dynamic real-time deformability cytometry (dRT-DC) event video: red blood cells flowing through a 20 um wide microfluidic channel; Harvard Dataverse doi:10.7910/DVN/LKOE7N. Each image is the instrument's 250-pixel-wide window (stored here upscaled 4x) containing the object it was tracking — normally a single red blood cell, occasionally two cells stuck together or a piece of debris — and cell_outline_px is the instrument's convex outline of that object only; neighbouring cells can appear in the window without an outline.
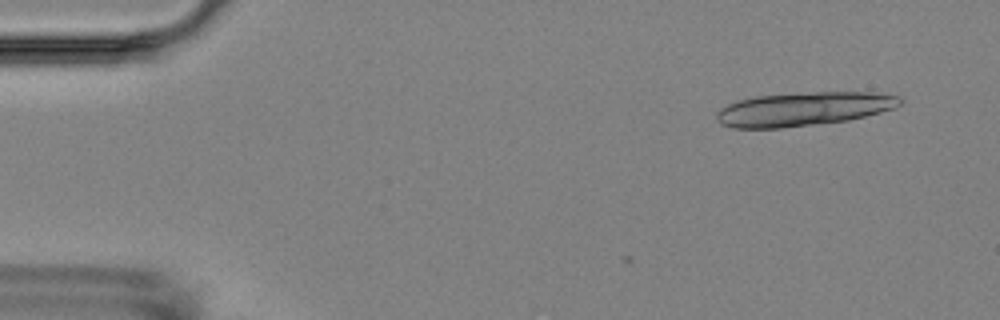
{"species": "Egyptian fruit bat (a non-hibernating species)", "species_latin": "Rousettus aegyptiacus", "temperature_condition": "room temperature", "stored_images_in_passage": 6, "camera_frame_rate_fps": 3000, "um_per_image_px": 0.085, "animal": {"sex": "female"}, "frame": {"image": 1, "passage_image": 2, "time_ms": 1.0, "image_size_px": [1000, 320], "cell_outline_px": [[904, 100], [896, 108], [848, 120], [780, 128], [732, 128], [720, 124], [716, 120], [716, 112], [720, 108], [736, 100], [756, 96], [816, 92], [872, 92], [900, 96]], "centroid_in_image_um": [68.28, 9.26], "position_along_channel_um": 16.7, "area_um2": 36.13}}